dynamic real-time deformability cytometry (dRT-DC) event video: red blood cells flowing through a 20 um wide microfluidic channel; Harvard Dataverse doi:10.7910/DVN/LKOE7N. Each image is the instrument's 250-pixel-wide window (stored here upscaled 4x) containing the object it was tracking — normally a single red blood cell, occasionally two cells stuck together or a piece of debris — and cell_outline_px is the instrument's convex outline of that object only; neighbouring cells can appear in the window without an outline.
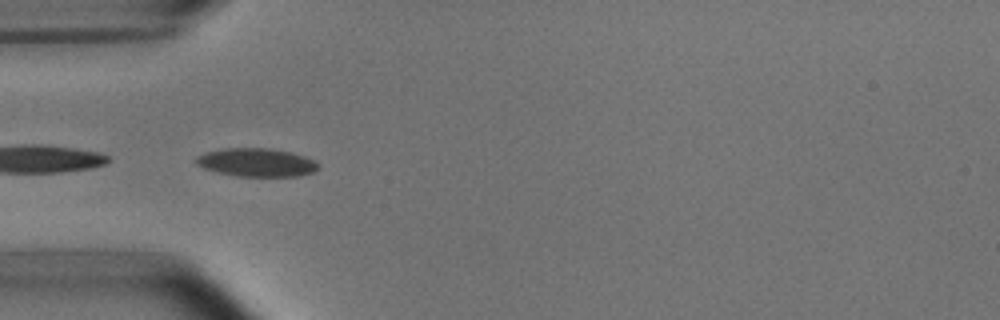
{"species": "common noctule bat (a hibernating species)", "species_latin": "Nyctalus noctula", "temperature_condition": "room temperature", "stored_images_in_passage": 9, "camera_frame_rate_fps": 3000, "um_per_image_px": 0.085, "animal": {"sex": "male", "body_mass_g": 15.6}, "frame": {"image": 1, "passage_image": 6, "time_ms": 1.667, "image_size_px": [1000, 320], "cell_outline_px": [[320, 168], [312, 172], [296, 176], [236, 176], [216, 172], [204, 168], [196, 164], [196, 156], [204, 152], [224, 148], [272, 148], [292, 152], [316, 160], [320, 164]], "centroid_in_image_um": [21.82, 13.8], "position_along_channel_um": 63.2, "area_um2": 20.4}}